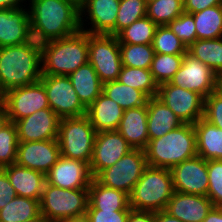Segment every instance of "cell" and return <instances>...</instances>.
Returning <instances> with one entry per match:
<instances>
[{
	"label": "cell",
	"instance_id": "cell-22",
	"mask_svg": "<svg viewBox=\"0 0 222 222\" xmlns=\"http://www.w3.org/2000/svg\"><path fill=\"white\" fill-rule=\"evenodd\" d=\"M17 196L41 200L46 175L42 172L22 167L16 163L3 167Z\"/></svg>",
	"mask_w": 222,
	"mask_h": 222
},
{
	"label": "cell",
	"instance_id": "cell-45",
	"mask_svg": "<svg viewBox=\"0 0 222 222\" xmlns=\"http://www.w3.org/2000/svg\"><path fill=\"white\" fill-rule=\"evenodd\" d=\"M17 196L3 168H0V210Z\"/></svg>",
	"mask_w": 222,
	"mask_h": 222
},
{
	"label": "cell",
	"instance_id": "cell-53",
	"mask_svg": "<svg viewBox=\"0 0 222 222\" xmlns=\"http://www.w3.org/2000/svg\"><path fill=\"white\" fill-rule=\"evenodd\" d=\"M25 222H47L46 219L40 214L38 217L25 221Z\"/></svg>",
	"mask_w": 222,
	"mask_h": 222
},
{
	"label": "cell",
	"instance_id": "cell-49",
	"mask_svg": "<svg viewBox=\"0 0 222 222\" xmlns=\"http://www.w3.org/2000/svg\"><path fill=\"white\" fill-rule=\"evenodd\" d=\"M24 1L27 2L26 0H0V9L1 8H5V9L23 8V6L25 7V5H23Z\"/></svg>",
	"mask_w": 222,
	"mask_h": 222
},
{
	"label": "cell",
	"instance_id": "cell-21",
	"mask_svg": "<svg viewBox=\"0 0 222 222\" xmlns=\"http://www.w3.org/2000/svg\"><path fill=\"white\" fill-rule=\"evenodd\" d=\"M213 207L207 196L174 192L165 211L183 222H202Z\"/></svg>",
	"mask_w": 222,
	"mask_h": 222
},
{
	"label": "cell",
	"instance_id": "cell-1",
	"mask_svg": "<svg viewBox=\"0 0 222 222\" xmlns=\"http://www.w3.org/2000/svg\"><path fill=\"white\" fill-rule=\"evenodd\" d=\"M32 38L38 43L69 37L80 29L77 0H28Z\"/></svg>",
	"mask_w": 222,
	"mask_h": 222
},
{
	"label": "cell",
	"instance_id": "cell-40",
	"mask_svg": "<svg viewBox=\"0 0 222 222\" xmlns=\"http://www.w3.org/2000/svg\"><path fill=\"white\" fill-rule=\"evenodd\" d=\"M18 144L15 123L10 121L0 130V168L16 162Z\"/></svg>",
	"mask_w": 222,
	"mask_h": 222
},
{
	"label": "cell",
	"instance_id": "cell-34",
	"mask_svg": "<svg viewBox=\"0 0 222 222\" xmlns=\"http://www.w3.org/2000/svg\"><path fill=\"white\" fill-rule=\"evenodd\" d=\"M157 27L147 16L136 20L117 35L119 44H152Z\"/></svg>",
	"mask_w": 222,
	"mask_h": 222
},
{
	"label": "cell",
	"instance_id": "cell-51",
	"mask_svg": "<svg viewBox=\"0 0 222 222\" xmlns=\"http://www.w3.org/2000/svg\"><path fill=\"white\" fill-rule=\"evenodd\" d=\"M59 222H91L89 216L87 213L79 215V216H74L69 219H65Z\"/></svg>",
	"mask_w": 222,
	"mask_h": 222
},
{
	"label": "cell",
	"instance_id": "cell-9",
	"mask_svg": "<svg viewBox=\"0 0 222 222\" xmlns=\"http://www.w3.org/2000/svg\"><path fill=\"white\" fill-rule=\"evenodd\" d=\"M147 166L144 150L132 149L114 165L102 170L95 179L106 187L130 195Z\"/></svg>",
	"mask_w": 222,
	"mask_h": 222
},
{
	"label": "cell",
	"instance_id": "cell-6",
	"mask_svg": "<svg viewBox=\"0 0 222 222\" xmlns=\"http://www.w3.org/2000/svg\"><path fill=\"white\" fill-rule=\"evenodd\" d=\"M95 136V128L86 115L61 118L57 137L60 155L74 160H81L90 165Z\"/></svg>",
	"mask_w": 222,
	"mask_h": 222
},
{
	"label": "cell",
	"instance_id": "cell-38",
	"mask_svg": "<svg viewBox=\"0 0 222 222\" xmlns=\"http://www.w3.org/2000/svg\"><path fill=\"white\" fill-rule=\"evenodd\" d=\"M152 46L155 53L160 54H185L187 47L168 25H158Z\"/></svg>",
	"mask_w": 222,
	"mask_h": 222
},
{
	"label": "cell",
	"instance_id": "cell-25",
	"mask_svg": "<svg viewBox=\"0 0 222 222\" xmlns=\"http://www.w3.org/2000/svg\"><path fill=\"white\" fill-rule=\"evenodd\" d=\"M183 122L157 97L147 101V130L149 141L181 126Z\"/></svg>",
	"mask_w": 222,
	"mask_h": 222
},
{
	"label": "cell",
	"instance_id": "cell-50",
	"mask_svg": "<svg viewBox=\"0 0 222 222\" xmlns=\"http://www.w3.org/2000/svg\"><path fill=\"white\" fill-rule=\"evenodd\" d=\"M156 222H183L176 217L171 216L165 210L156 212Z\"/></svg>",
	"mask_w": 222,
	"mask_h": 222
},
{
	"label": "cell",
	"instance_id": "cell-14",
	"mask_svg": "<svg viewBox=\"0 0 222 222\" xmlns=\"http://www.w3.org/2000/svg\"><path fill=\"white\" fill-rule=\"evenodd\" d=\"M119 4L120 0H81L79 2L81 31L115 36V22ZM84 17L90 21L83 19ZM85 21L88 22V26L91 24L90 28L84 27Z\"/></svg>",
	"mask_w": 222,
	"mask_h": 222
},
{
	"label": "cell",
	"instance_id": "cell-20",
	"mask_svg": "<svg viewBox=\"0 0 222 222\" xmlns=\"http://www.w3.org/2000/svg\"><path fill=\"white\" fill-rule=\"evenodd\" d=\"M32 40L28 7L18 9L1 8L0 47L21 45Z\"/></svg>",
	"mask_w": 222,
	"mask_h": 222
},
{
	"label": "cell",
	"instance_id": "cell-7",
	"mask_svg": "<svg viewBox=\"0 0 222 222\" xmlns=\"http://www.w3.org/2000/svg\"><path fill=\"white\" fill-rule=\"evenodd\" d=\"M88 189H63L45 183L40 200V213L47 222H59L85 214Z\"/></svg>",
	"mask_w": 222,
	"mask_h": 222
},
{
	"label": "cell",
	"instance_id": "cell-10",
	"mask_svg": "<svg viewBox=\"0 0 222 222\" xmlns=\"http://www.w3.org/2000/svg\"><path fill=\"white\" fill-rule=\"evenodd\" d=\"M49 107L60 118L81 117L86 115L87 108L81 103L68 76L42 75Z\"/></svg>",
	"mask_w": 222,
	"mask_h": 222
},
{
	"label": "cell",
	"instance_id": "cell-30",
	"mask_svg": "<svg viewBox=\"0 0 222 222\" xmlns=\"http://www.w3.org/2000/svg\"><path fill=\"white\" fill-rule=\"evenodd\" d=\"M102 93L124 110L144 106L148 101V97L142 91L124 85L118 80L103 83Z\"/></svg>",
	"mask_w": 222,
	"mask_h": 222
},
{
	"label": "cell",
	"instance_id": "cell-12",
	"mask_svg": "<svg viewBox=\"0 0 222 222\" xmlns=\"http://www.w3.org/2000/svg\"><path fill=\"white\" fill-rule=\"evenodd\" d=\"M156 97L183 123L194 124L203 118L205 98L197 92L166 82L158 86Z\"/></svg>",
	"mask_w": 222,
	"mask_h": 222
},
{
	"label": "cell",
	"instance_id": "cell-46",
	"mask_svg": "<svg viewBox=\"0 0 222 222\" xmlns=\"http://www.w3.org/2000/svg\"><path fill=\"white\" fill-rule=\"evenodd\" d=\"M216 5H222V0H183L184 12L190 14Z\"/></svg>",
	"mask_w": 222,
	"mask_h": 222
},
{
	"label": "cell",
	"instance_id": "cell-44",
	"mask_svg": "<svg viewBox=\"0 0 222 222\" xmlns=\"http://www.w3.org/2000/svg\"><path fill=\"white\" fill-rule=\"evenodd\" d=\"M91 222H127L130 210L87 209Z\"/></svg>",
	"mask_w": 222,
	"mask_h": 222
},
{
	"label": "cell",
	"instance_id": "cell-19",
	"mask_svg": "<svg viewBox=\"0 0 222 222\" xmlns=\"http://www.w3.org/2000/svg\"><path fill=\"white\" fill-rule=\"evenodd\" d=\"M60 119L49 107L15 121L19 142L57 139Z\"/></svg>",
	"mask_w": 222,
	"mask_h": 222
},
{
	"label": "cell",
	"instance_id": "cell-27",
	"mask_svg": "<svg viewBox=\"0 0 222 222\" xmlns=\"http://www.w3.org/2000/svg\"><path fill=\"white\" fill-rule=\"evenodd\" d=\"M196 133L197 155L208 160H222V129L199 119L193 124Z\"/></svg>",
	"mask_w": 222,
	"mask_h": 222
},
{
	"label": "cell",
	"instance_id": "cell-4",
	"mask_svg": "<svg viewBox=\"0 0 222 222\" xmlns=\"http://www.w3.org/2000/svg\"><path fill=\"white\" fill-rule=\"evenodd\" d=\"M147 165L168 168L197 155L193 124L183 123L162 137L152 139L144 149Z\"/></svg>",
	"mask_w": 222,
	"mask_h": 222
},
{
	"label": "cell",
	"instance_id": "cell-39",
	"mask_svg": "<svg viewBox=\"0 0 222 222\" xmlns=\"http://www.w3.org/2000/svg\"><path fill=\"white\" fill-rule=\"evenodd\" d=\"M146 8L145 0H120L115 22V36L136 20L145 17Z\"/></svg>",
	"mask_w": 222,
	"mask_h": 222
},
{
	"label": "cell",
	"instance_id": "cell-42",
	"mask_svg": "<svg viewBox=\"0 0 222 222\" xmlns=\"http://www.w3.org/2000/svg\"><path fill=\"white\" fill-rule=\"evenodd\" d=\"M168 26L187 48L197 40L194 18L190 13L183 12L170 22Z\"/></svg>",
	"mask_w": 222,
	"mask_h": 222
},
{
	"label": "cell",
	"instance_id": "cell-52",
	"mask_svg": "<svg viewBox=\"0 0 222 222\" xmlns=\"http://www.w3.org/2000/svg\"><path fill=\"white\" fill-rule=\"evenodd\" d=\"M10 122L5 107L0 108V130Z\"/></svg>",
	"mask_w": 222,
	"mask_h": 222
},
{
	"label": "cell",
	"instance_id": "cell-47",
	"mask_svg": "<svg viewBox=\"0 0 222 222\" xmlns=\"http://www.w3.org/2000/svg\"><path fill=\"white\" fill-rule=\"evenodd\" d=\"M127 222H156V212L130 209Z\"/></svg>",
	"mask_w": 222,
	"mask_h": 222
},
{
	"label": "cell",
	"instance_id": "cell-18",
	"mask_svg": "<svg viewBox=\"0 0 222 222\" xmlns=\"http://www.w3.org/2000/svg\"><path fill=\"white\" fill-rule=\"evenodd\" d=\"M60 157L57 139L19 142L16 164L47 174Z\"/></svg>",
	"mask_w": 222,
	"mask_h": 222
},
{
	"label": "cell",
	"instance_id": "cell-5",
	"mask_svg": "<svg viewBox=\"0 0 222 222\" xmlns=\"http://www.w3.org/2000/svg\"><path fill=\"white\" fill-rule=\"evenodd\" d=\"M174 192L168 168L147 166L129 195V205L138 211H163Z\"/></svg>",
	"mask_w": 222,
	"mask_h": 222
},
{
	"label": "cell",
	"instance_id": "cell-16",
	"mask_svg": "<svg viewBox=\"0 0 222 222\" xmlns=\"http://www.w3.org/2000/svg\"><path fill=\"white\" fill-rule=\"evenodd\" d=\"M133 148L117 131L96 132L90 171L95 178L102 170L114 165Z\"/></svg>",
	"mask_w": 222,
	"mask_h": 222
},
{
	"label": "cell",
	"instance_id": "cell-32",
	"mask_svg": "<svg viewBox=\"0 0 222 222\" xmlns=\"http://www.w3.org/2000/svg\"><path fill=\"white\" fill-rule=\"evenodd\" d=\"M197 39L222 37V5H216L193 13Z\"/></svg>",
	"mask_w": 222,
	"mask_h": 222
},
{
	"label": "cell",
	"instance_id": "cell-35",
	"mask_svg": "<svg viewBox=\"0 0 222 222\" xmlns=\"http://www.w3.org/2000/svg\"><path fill=\"white\" fill-rule=\"evenodd\" d=\"M122 66L150 69L154 57L152 44H119Z\"/></svg>",
	"mask_w": 222,
	"mask_h": 222
},
{
	"label": "cell",
	"instance_id": "cell-26",
	"mask_svg": "<svg viewBox=\"0 0 222 222\" xmlns=\"http://www.w3.org/2000/svg\"><path fill=\"white\" fill-rule=\"evenodd\" d=\"M87 209L130 210L129 195L123 191L106 187L93 178L88 188Z\"/></svg>",
	"mask_w": 222,
	"mask_h": 222
},
{
	"label": "cell",
	"instance_id": "cell-13",
	"mask_svg": "<svg viewBox=\"0 0 222 222\" xmlns=\"http://www.w3.org/2000/svg\"><path fill=\"white\" fill-rule=\"evenodd\" d=\"M4 107L9 120L15 122L36 111L49 108V102L43 84L38 81L5 92Z\"/></svg>",
	"mask_w": 222,
	"mask_h": 222
},
{
	"label": "cell",
	"instance_id": "cell-33",
	"mask_svg": "<svg viewBox=\"0 0 222 222\" xmlns=\"http://www.w3.org/2000/svg\"><path fill=\"white\" fill-rule=\"evenodd\" d=\"M117 80L142 91L148 98L157 96L158 84L153 79L150 69L122 66Z\"/></svg>",
	"mask_w": 222,
	"mask_h": 222
},
{
	"label": "cell",
	"instance_id": "cell-55",
	"mask_svg": "<svg viewBox=\"0 0 222 222\" xmlns=\"http://www.w3.org/2000/svg\"><path fill=\"white\" fill-rule=\"evenodd\" d=\"M157 0H145L146 5Z\"/></svg>",
	"mask_w": 222,
	"mask_h": 222
},
{
	"label": "cell",
	"instance_id": "cell-29",
	"mask_svg": "<svg viewBox=\"0 0 222 222\" xmlns=\"http://www.w3.org/2000/svg\"><path fill=\"white\" fill-rule=\"evenodd\" d=\"M187 52L210 67L222 80V37L217 39H197Z\"/></svg>",
	"mask_w": 222,
	"mask_h": 222
},
{
	"label": "cell",
	"instance_id": "cell-2",
	"mask_svg": "<svg viewBox=\"0 0 222 222\" xmlns=\"http://www.w3.org/2000/svg\"><path fill=\"white\" fill-rule=\"evenodd\" d=\"M42 77L41 43L0 47V86L4 92L33 84Z\"/></svg>",
	"mask_w": 222,
	"mask_h": 222
},
{
	"label": "cell",
	"instance_id": "cell-54",
	"mask_svg": "<svg viewBox=\"0 0 222 222\" xmlns=\"http://www.w3.org/2000/svg\"><path fill=\"white\" fill-rule=\"evenodd\" d=\"M5 92L0 86V108L4 107Z\"/></svg>",
	"mask_w": 222,
	"mask_h": 222
},
{
	"label": "cell",
	"instance_id": "cell-28",
	"mask_svg": "<svg viewBox=\"0 0 222 222\" xmlns=\"http://www.w3.org/2000/svg\"><path fill=\"white\" fill-rule=\"evenodd\" d=\"M68 77L81 103L86 108L102 93L103 83L89 62L80 66Z\"/></svg>",
	"mask_w": 222,
	"mask_h": 222
},
{
	"label": "cell",
	"instance_id": "cell-17",
	"mask_svg": "<svg viewBox=\"0 0 222 222\" xmlns=\"http://www.w3.org/2000/svg\"><path fill=\"white\" fill-rule=\"evenodd\" d=\"M92 180L88 163L61 155L46 174V183L63 189H88Z\"/></svg>",
	"mask_w": 222,
	"mask_h": 222
},
{
	"label": "cell",
	"instance_id": "cell-24",
	"mask_svg": "<svg viewBox=\"0 0 222 222\" xmlns=\"http://www.w3.org/2000/svg\"><path fill=\"white\" fill-rule=\"evenodd\" d=\"M124 109L114 100L101 93L87 108L86 116L96 132L118 129Z\"/></svg>",
	"mask_w": 222,
	"mask_h": 222
},
{
	"label": "cell",
	"instance_id": "cell-36",
	"mask_svg": "<svg viewBox=\"0 0 222 222\" xmlns=\"http://www.w3.org/2000/svg\"><path fill=\"white\" fill-rule=\"evenodd\" d=\"M183 57L184 54H154L150 72L158 86L170 82L175 73L179 70Z\"/></svg>",
	"mask_w": 222,
	"mask_h": 222
},
{
	"label": "cell",
	"instance_id": "cell-3",
	"mask_svg": "<svg viewBox=\"0 0 222 222\" xmlns=\"http://www.w3.org/2000/svg\"><path fill=\"white\" fill-rule=\"evenodd\" d=\"M88 33L79 31L69 37L41 43L42 75L68 76L88 63Z\"/></svg>",
	"mask_w": 222,
	"mask_h": 222
},
{
	"label": "cell",
	"instance_id": "cell-48",
	"mask_svg": "<svg viewBox=\"0 0 222 222\" xmlns=\"http://www.w3.org/2000/svg\"><path fill=\"white\" fill-rule=\"evenodd\" d=\"M202 222H222V208L213 207Z\"/></svg>",
	"mask_w": 222,
	"mask_h": 222
},
{
	"label": "cell",
	"instance_id": "cell-11",
	"mask_svg": "<svg viewBox=\"0 0 222 222\" xmlns=\"http://www.w3.org/2000/svg\"><path fill=\"white\" fill-rule=\"evenodd\" d=\"M170 83L207 98L222 84V80L210 67L186 52Z\"/></svg>",
	"mask_w": 222,
	"mask_h": 222
},
{
	"label": "cell",
	"instance_id": "cell-31",
	"mask_svg": "<svg viewBox=\"0 0 222 222\" xmlns=\"http://www.w3.org/2000/svg\"><path fill=\"white\" fill-rule=\"evenodd\" d=\"M40 214L39 200L16 196L0 210V222H25Z\"/></svg>",
	"mask_w": 222,
	"mask_h": 222
},
{
	"label": "cell",
	"instance_id": "cell-41",
	"mask_svg": "<svg viewBox=\"0 0 222 222\" xmlns=\"http://www.w3.org/2000/svg\"><path fill=\"white\" fill-rule=\"evenodd\" d=\"M208 192L207 197L214 207L222 208V160H208Z\"/></svg>",
	"mask_w": 222,
	"mask_h": 222
},
{
	"label": "cell",
	"instance_id": "cell-23",
	"mask_svg": "<svg viewBox=\"0 0 222 222\" xmlns=\"http://www.w3.org/2000/svg\"><path fill=\"white\" fill-rule=\"evenodd\" d=\"M117 131L133 149L144 150L149 142L147 104L124 110Z\"/></svg>",
	"mask_w": 222,
	"mask_h": 222
},
{
	"label": "cell",
	"instance_id": "cell-37",
	"mask_svg": "<svg viewBox=\"0 0 222 222\" xmlns=\"http://www.w3.org/2000/svg\"><path fill=\"white\" fill-rule=\"evenodd\" d=\"M183 12V0H157L146 8V16L157 25H168Z\"/></svg>",
	"mask_w": 222,
	"mask_h": 222
},
{
	"label": "cell",
	"instance_id": "cell-43",
	"mask_svg": "<svg viewBox=\"0 0 222 222\" xmlns=\"http://www.w3.org/2000/svg\"><path fill=\"white\" fill-rule=\"evenodd\" d=\"M203 119L222 129V84L205 98Z\"/></svg>",
	"mask_w": 222,
	"mask_h": 222
},
{
	"label": "cell",
	"instance_id": "cell-15",
	"mask_svg": "<svg viewBox=\"0 0 222 222\" xmlns=\"http://www.w3.org/2000/svg\"><path fill=\"white\" fill-rule=\"evenodd\" d=\"M175 192L207 196V161L196 155L170 169Z\"/></svg>",
	"mask_w": 222,
	"mask_h": 222
},
{
	"label": "cell",
	"instance_id": "cell-8",
	"mask_svg": "<svg viewBox=\"0 0 222 222\" xmlns=\"http://www.w3.org/2000/svg\"><path fill=\"white\" fill-rule=\"evenodd\" d=\"M88 62L102 83L117 80L122 68L119 40L110 34L88 33Z\"/></svg>",
	"mask_w": 222,
	"mask_h": 222
}]
</instances>
